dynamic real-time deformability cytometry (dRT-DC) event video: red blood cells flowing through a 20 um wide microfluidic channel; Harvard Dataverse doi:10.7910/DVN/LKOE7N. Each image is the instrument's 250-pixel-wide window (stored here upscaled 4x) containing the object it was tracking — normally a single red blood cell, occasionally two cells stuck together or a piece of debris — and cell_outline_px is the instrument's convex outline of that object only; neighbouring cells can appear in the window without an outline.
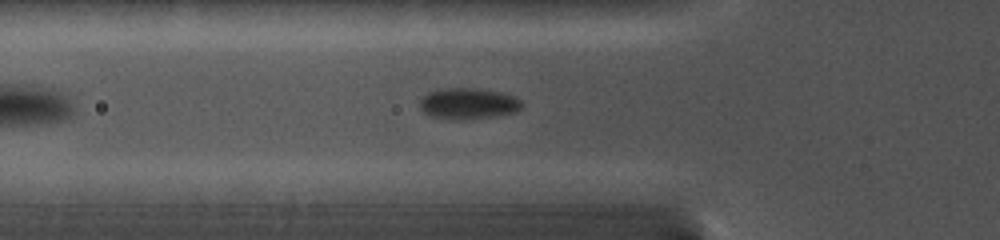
{"species": "common noctule bat (a hibernating species)", "species_latin": "Nyctalus noctula", "temperature_condition": "cold", "stored_images_in_passage": 27, "camera_frame_rate_fps": 5000, "um_per_image_px": 0.085, "animal": {"sex": "female", "body_mass_g": 19.0, "forearm_length_mm": 56.7}, "frame": {"image": 1, "passage_image": 8, "time_ms": 5.4, "image_size_px": [1000, 240], "cell_outline_px": [[524, 104], [516, 112], [496, 116], [456, 120], [448, 120], [428, 116], [420, 108], [420, 100], [428, 92], [436, 88], [480, 88], [500, 92], [512, 96], [520, 100]], "centroid_in_image_um": [39.76, 8.8], "position_along_channel_um": 86.0, "area_um2": 18.79}}
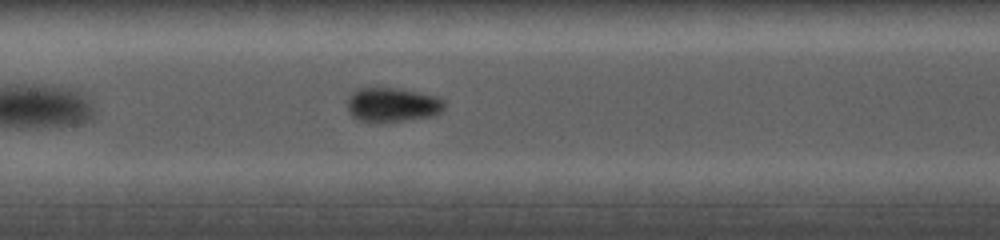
{"frame": {"image": 2, "passage_image": 13, "time_ms": 7.6, "image_size_px": [1000, 240], "cell_outline_px": [[444, 108], [440, 112], [432, 116], [404, 120], [372, 124], [368, 124], [356, 120], [348, 112], [348, 96], [356, 88], [396, 88], [420, 92], [436, 96], [444, 100]], "centroid_in_image_um": [33.29, 8.93], "position_along_channel_um": 174.1, "area_um2": 19.83}}
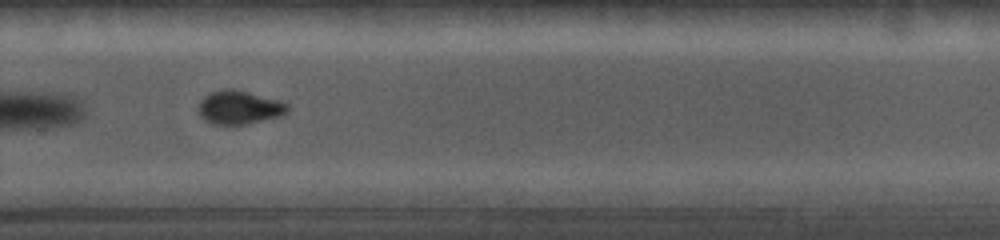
{"frame": {"image": 3, "passage_image": 21, "time_ms": 11.0, "image_size_px": [1000, 240], "cell_outline_px": [[288, 112], [280, 116], [244, 124], [212, 124], [204, 120], [200, 116], [196, 108], [200, 100], [208, 92], [224, 88], [232, 88], [248, 92], [276, 100], [288, 104]], "centroid_in_image_um": [20.25, 9.12], "position_along_channel_um": 309.5, "area_um2": 17.46}}